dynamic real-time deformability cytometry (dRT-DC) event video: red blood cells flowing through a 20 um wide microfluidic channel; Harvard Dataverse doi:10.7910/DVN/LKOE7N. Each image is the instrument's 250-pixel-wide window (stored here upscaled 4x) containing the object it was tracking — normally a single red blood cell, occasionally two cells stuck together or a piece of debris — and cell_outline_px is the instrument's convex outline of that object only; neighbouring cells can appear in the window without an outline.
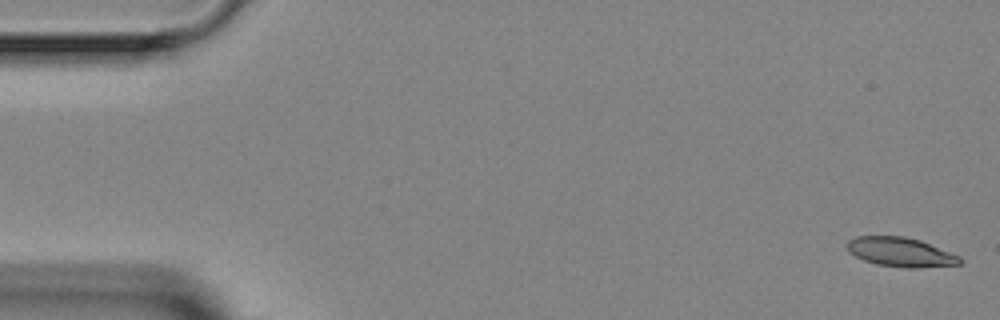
{"species": "Egyptian fruit bat (a non-hibernating species)", "species_latin": "Rousettus aegyptiacus", "temperature_condition": "room temperature", "stored_images_in_passage": 8, "camera_frame_rate_fps": 3000, "um_per_image_px": 0.085, "animal": {"sex": "female"}, "frame": {"image": 1, "passage_image": 1, "time_ms": 0.0, "image_size_px": [1000, 320], "cell_outline_px": [[964, 260], [960, 264], [920, 268], [908, 268], [876, 264], [864, 260], [856, 256], [844, 244], [848, 240], [856, 236], [904, 236], [920, 240], [960, 256]], "centroid_in_image_um": [76.57, 21.43], "position_along_channel_um": 8.4, "area_um2": 19.25}}
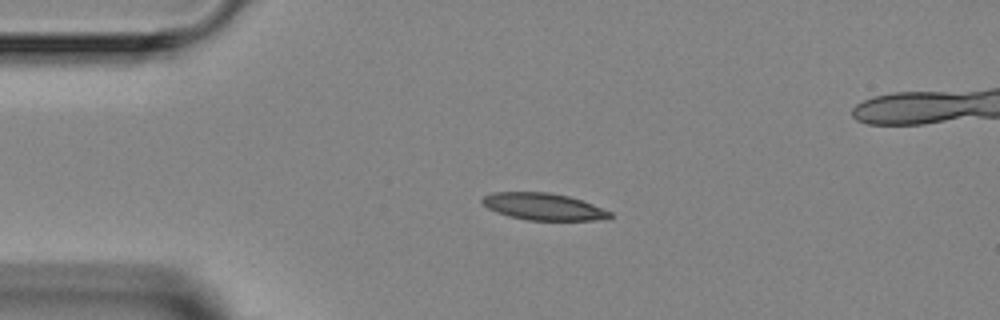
{"frame": {"image": 2, "passage_image": 4, "time_ms": 3.333, "image_size_px": [1000, 320], "cell_outline_px": [[612, 216], [596, 220], [528, 220], [508, 216], [496, 212], [488, 208], [480, 200], [484, 196], [492, 192], [548, 192], [568, 196], [592, 204], [612, 212]], "centroid_in_image_um": [46.15, 17.56], "position_along_channel_um": 38.8, "area_um2": 19.88}}